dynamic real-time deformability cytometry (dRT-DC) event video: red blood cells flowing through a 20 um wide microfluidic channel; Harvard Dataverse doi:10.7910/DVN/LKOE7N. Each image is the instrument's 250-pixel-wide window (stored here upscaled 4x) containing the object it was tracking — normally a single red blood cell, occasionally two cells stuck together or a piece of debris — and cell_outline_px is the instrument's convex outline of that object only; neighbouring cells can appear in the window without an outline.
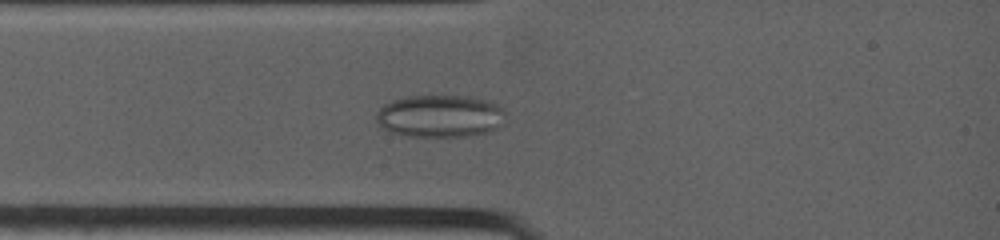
{"species": "common noctule bat (a hibernating species)", "species_latin": "Nyctalus noctula", "temperature_condition": "warm", "stored_images_in_passage": 27, "camera_frame_rate_fps": 4500, "um_per_image_px": 0.085, "animal": {"sex": "female", "body_mass_g": 19.0, "forearm_length_mm": 53.3}, "frame": {"image": 1, "passage_image": 3, "time_ms": 1.333, "image_size_px": [1000, 240], "cell_outline_px": [[504, 124], [496, 128], [484, 132], [468, 136], [408, 136], [392, 132], [384, 128], [376, 120], [376, 112], [384, 104], [392, 100], [408, 96], [468, 96], [500, 104], [504, 112]], "centroid_in_image_um": [37.41, 9.86], "position_along_channel_um": 47.6, "area_um2": 31.85}}
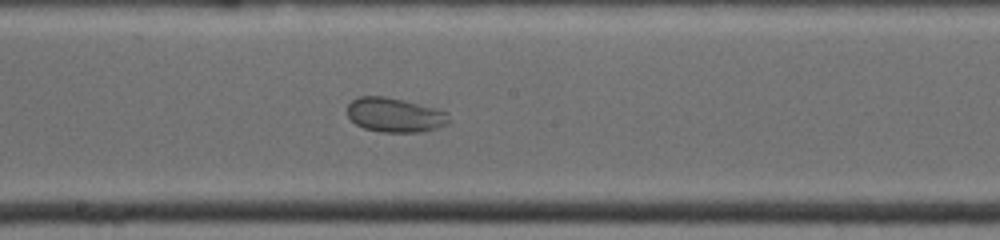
{"frame": {"image": 2, "passage_image": 9, "time_ms": 5.556, "image_size_px": [1000, 240], "cell_outline_px": [[448, 124], [424, 132], [380, 132], [364, 128], [356, 124], [348, 116], [348, 104], [352, 100], [360, 96], [384, 96], [404, 100], [436, 108], [448, 112]], "centroid_in_image_um": [33.57, 9.77], "position_along_channel_um": 214.6, "area_um2": 20.4}}
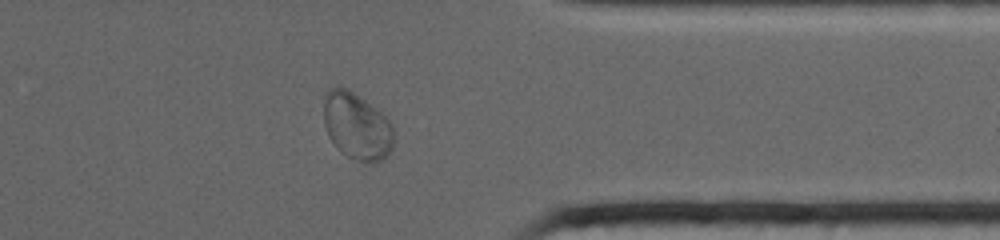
{"frame": {"image": 3, "passage_image": 19, "time_ms": 10.0, "image_size_px": [1000, 240], "cell_outline_px": [[392, 148], [388, 156], [372, 164], [364, 164], [340, 152], [336, 148], [328, 136], [324, 124], [324, 92], [328, 88], [348, 88], [380, 112], [392, 124]], "centroid_in_image_um": [30.3, 10.76], "position_along_channel_um": 381.1, "area_um2": 27.4}}